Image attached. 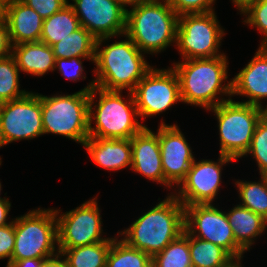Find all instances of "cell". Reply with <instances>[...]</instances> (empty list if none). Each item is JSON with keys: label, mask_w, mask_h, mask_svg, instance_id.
Returning <instances> with one entry per match:
<instances>
[{"label": "cell", "mask_w": 267, "mask_h": 267, "mask_svg": "<svg viewBox=\"0 0 267 267\" xmlns=\"http://www.w3.org/2000/svg\"><path fill=\"white\" fill-rule=\"evenodd\" d=\"M178 18L168 0H149L126 9L125 34L144 54L158 55L175 46Z\"/></svg>", "instance_id": "5"}, {"label": "cell", "mask_w": 267, "mask_h": 267, "mask_svg": "<svg viewBox=\"0 0 267 267\" xmlns=\"http://www.w3.org/2000/svg\"><path fill=\"white\" fill-rule=\"evenodd\" d=\"M15 244L12 261L51 258L59 253L54 208L29 210L14 218Z\"/></svg>", "instance_id": "8"}, {"label": "cell", "mask_w": 267, "mask_h": 267, "mask_svg": "<svg viewBox=\"0 0 267 267\" xmlns=\"http://www.w3.org/2000/svg\"><path fill=\"white\" fill-rule=\"evenodd\" d=\"M10 199L5 196L0 199V227L13 223L14 219L8 221L9 212L11 210V202Z\"/></svg>", "instance_id": "38"}, {"label": "cell", "mask_w": 267, "mask_h": 267, "mask_svg": "<svg viewBox=\"0 0 267 267\" xmlns=\"http://www.w3.org/2000/svg\"><path fill=\"white\" fill-rule=\"evenodd\" d=\"M152 267H192L189 233L184 229L175 240L152 257Z\"/></svg>", "instance_id": "29"}, {"label": "cell", "mask_w": 267, "mask_h": 267, "mask_svg": "<svg viewBox=\"0 0 267 267\" xmlns=\"http://www.w3.org/2000/svg\"><path fill=\"white\" fill-rule=\"evenodd\" d=\"M253 58L231 79L232 97L245 96L242 103L267 111V47H258ZM267 103V102H266ZM265 106V107H264Z\"/></svg>", "instance_id": "17"}, {"label": "cell", "mask_w": 267, "mask_h": 267, "mask_svg": "<svg viewBox=\"0 0 267 267\" xmlns=\"http://www.w3.org/2000/svg\"><path fill=\"white\" fill-rule=\"evenodd\" d=\"M243 258L233 259L226 267H245L242 264ZM243 265V266H242Z\"/></svg>", "instance_id": "43"}, {"label": "cell", "mask_w": 267, "mask_h": 267, "mask_svg": "<svg viewBox=\"0 0 267 267\" xmlns=\"http://www.w3.org/2000/svg\"><path fill=\"white\" fill-rule=\"evenodd\" d=\"M192 267H226L234 258L222 247L189 234Z\"/></svg>", "instance_id": "26"}, {"label": "cell", "mask_w": 267, "mask_h": 267, "mask_svg": "<svg viewBox=\"0 0 267 267\" xmlns=\"http://www.w3.org/2000/svg\"><path fill=\"white\" fill-rule=\"evenodd\" d=\"M41 267H66V263L63 256L58 253L51 258L45 259Z\"/></svg>", "instance_id": "40"}, {"label": "cell", "mask_w": 267, "mask_h": 267, "mask_svg": "<svg viewBox=\"0 0 267 267\" xmlns=\"http://www.w3.org/2000/svg\"><path fill=\"white\" fill-rule=\"evenodd\" d=\"M131 171L164 186V172L157 131L144 127L131 138Z\"/></svg>", "instance_id": "18"}, {"label": "cell", "mask_w": 267, "mask_h": 267, "mask_svg": "<svg viewBox=\"0 0 267 267\" xmlns=\"http://www.w3.org/2000/svg\"><path fill=\"white\" fill-rule=\"evenodd\" d=\"M236 10L244 17V25L256 29L263 36L259 47H267V0H242Z\"/></svg>", "instance_id": "31"}, {"label": "cell", "mask_w": 267, "mask_h": 267, "mask_svg": "<svg viewBox=\"0 0 267 267\" xmlns=\"http://www.w3.org/2000/svg\"><path fill=\"white\" fill-rule=\"evenodd\" d=\"M96 38L84 27L70 33L52 48L55 58H95Z\"/></svg>", "instance_id": "25"}, {"label": "cell", "mask_w": 267, "mask_h": 267, "mask_svg": "<svg viewBox=\"0 0 267 267\" xmlns=\"http://www.w3.org/2000/svg\"><path fill=\"white\" fill-rule=\"evenodd\" d=\"M171 65L179 79L182 103L207 111L232 98L226 54L214 58L180 60Z\"/></svg>", "instance_id": "1"}, {"label": "cell", "mask_w": 267, "mask_h": 267, "mask_svg": "<svg viewBox=\"0 0 267 267\" xmlns=\"http://www.w3.org/2000/svg\"><path fill=\"white\" fill-rule=\"evenodd\" d=\"M121 37L125 39L114 40L111 44L109 41L114 37H101L96 40V67L92 72L95 75L96 87L132 92L153 65L147 62L146 54L141 52L126 34Z\"/></svg>", "instance_id": "2"}, {"label": "cell", "mask_w": 267, "mask_h": 267, "mask_svg": "<svg viewBox=\"0 0 267 267\" xmlns=\"http://www.w3.org/2000/svg\"><path fill=\"white\" fill-rule=\"evenodd\" d=\"M178 16L215 11L216 0H168Z\"/></svg>", "instance_id": "34"}, {"label": "cell", "mask_w": 267, "mask_h": 267, "mask_svg": "<svg viewBox=\"0 0 267 267\" xmlns=\"http://www.w3.org/2000/svg\"><path fill=\"white\" fill-rule=\"evenodd\" d=\"M116 1H118L124 8L127 9V7L130 8L132 6L139 5L140 3H144L149 0H116Z\"/></svg>", "instance_id": "41"}, {"label": "cell", "mask_w": 267, "mask_h": 267, "mask_svg": "<svg viewBox=\"0 0 267 267\" xmlns=\"http://www.w3.org/2000/svg\"><path fill=\"white\" fill-rule=\"evenodd\" d=\"M234 184L239 192L238 203L267 220V176L257 181L237 179Z\"/></svg>", "instance_id": "27"}, {"label": "cell", "mask_w": 267, "mask_h": 267, "mask_svg": "<svg viewBox=\"0 0 267 267\" xmlns=\"http://www.w3.org/2000/svg\"><path fill=\"white\" fill-rule=\"evenodd\" d=\"M15 244L14 221L0 227V260L7 259L6 267L12 261V254Z\"/></svg>", "instance_id": "36"}, {"label": "cell", "mask_w": 267, "mask_h": 267, "mask_svg": "<svg viewBox=\"0 0 267 267\" xmlns=\"http://www.w3.org/2000/svg\"><path fill=\"white\" fill-rule=\"evenodd\" d=\"M112 240L75 248H58L66 267H106Z\"/></svg>", "instance_id": "23"}, {"label": "cell", "mask_w": 267, "mask_h": 267, "mask_svg": "<svg viewBox=\"0 0 267 267\" xmlns=\"http://www.w3.org/2000/svg\"><path fill=\"white\" fill-rule=\"evenodd\" d=\"M224 31L216 11L180 15L175 48L182 60L225 55L220 49L226 35Z\"/></svg>", "instance_id": "9"}, {"label": "cell", "mask_w": 267, "mask_h": 267, "mask_svg": "<svg viewBox=\"0 0 267 267\" xmlns=\"http://www.w3.org/2000/svg\"><path fill=\"white\" fill-rule=\"evenodd\" d=\"M226 216L233 229L236 243L245 252H250L251 246H254L258 237L265 234L267 220L240 204L228 209Z\"/></svg>", "instance_id": "22"}, {"label": "cell", "mask_w": 267, "mask_h": 267, "mask_svg": "<svg viewBox=\"0 0 267 267\" xmlns=\"http://www.w3.org/2000/svg\"><path fill=\"white\" fill-rule=\"evenodd\" d=\"M12 54L8 26L5 20L0 21V59Z\"/></svg>", "instance_id": "37"}, {"label": "cell", "mask_w": 267, "mask_h": 267, "mask_svg": "<svg viewBox=\"0 0 267 267\" xmlns=\"http://www.w3.org/2000/svg\"><path fill=\"white\" fill-rule=\"evenodd\" d=\"M44 135L40 93L0 104V149L10 143Z\"/></svg>", "instance_id": "12"}, {"label": "cell", "mask_w": 267, "mask_h": 267, "mask_svg": "<svg viewBox=\"0 0 267 267\" xmlns=\"http://www.w3.org/2000/svg\"><path fill=\"white\" fill-rule=\"evenodd\" d=\"M80 27L78 17L68 3L61 10L44 19L40 41L52 47Z\"/></svg>", "instance_id": "24"}, {"label": "cell", "mask_w": 267, "mask_h": 267, "mask_svg": "<svg viewBox=\"0 0 267 267\" xmlns=\"http://www.w3.org/2000/svg\"><path fill=\"white\" fill-rule=\"evenodd\" d=\"M184 228L193 237L212 242L225 249L234 259L246 253L237 243L226 210L214 204L184 206Z\"/></svg>", "instance_id": "13"}, {"label": "cell", "mask_w": 267, "mask_h": 267, "mask_svg": "<svg viewBox=\"0 0 267 267\" xmlns=\"http://www.w3.org/2000/svg\"><path fill=\"white\" fill-rule=\"evenodd\" d=\"M250 155L256 162L260 176H267V112L257 123L249 150L245 154Z\"/></svg>", "instance_id": "32"}, {"label": "cell", "mask_w": 267, "mask_h": 267, "mask_svg": "<svg viewBox=\"0 0 267 267\" xmlns=\"http://www.w3.org/2000/svg\"><path fill=\"white\" fill-rule=\"evenodd\" d=\"M43 19L50 17L69 3V0H21Z\"/></svg>", "instance_id": "35"}, {"label": "cell", "mask_w": 267, "mask_h": 267, "mask_svg": "<svg viewBox=\"0 0 267 267\" xmlns=\"http://www.w3.org/2000/svg\"><path fill=\"white\" fill-rule=\"evenodd\" d=\"M20 70L11 54L0 59V104L24 97L29 91L20 89Z\"/></svg>", "instance_id": "30"}, {"label": "cell", "mask_w": 267, "mask_h": 267, "mask_svg": "<svg viewBox=\"0 0 267 267\" xmlns=\"http://www.w3.org/2000/svg\"><path fill=\"white\" fill-rule=\"evenodd\" d=\"M235 7L242 1V0H230Z\"/></svg>", "instance_id": "45"}, {"label": "cell", "mask_w": 267, "mask_h": 267, "mask_svg": "<svg viewBox=\"0 0 267 267\" xmlns=\"http://www.w3.org/2000/svg\"><path fill=\"white\" fill-rule=\"evenodd\" d=\"M154 67L132 91L142 123L146 118L159 116L182 102L179 79L172 66L167 69Z\"/></svg>", "instance_id": "11"}, {"label": "cell", "mask_w": 267, "mask_h": 267, "mask_svg": "<svg viewBox=\"0 0 267 267\" xmlns=\"http://www.w3.org/2000/svg\"><path fill=\"white\" fill-rule=\"evenodd\" d=\"M95 86L92 79L75 93L40 94L44 134L61 135L83 146L89 138V95Z\"/></svg>", "instance_id": "6"}, {"label": "cell", "mask_w": 267, "mask_h": 267, "mask_svg": "<svg viewBox=\"0 0 267 267\" xmlns=\"http://www.w3.org/2000/svg\"><path fill=\"white\" fill-rule=\"evenodd\" d=\"M164 121L162 118L157 128L164 188L174 191L186 177L196 157L178 124H166Z\"/></svg>", "instance_id": "15"}, {"label": "cell", "mask_w": 267, "mask_h": 267, "mask_svg": "<svg viewBox=\"0 0 267 267\" xmlns=\"http://www.w3.org/2000/svg\"><path fill=\"white\" fill-rule=\"evenodd\" d=\"M8 0H0V21L5 20Z\"/></svg>", "instance_id": "42"}, {"label": "cell", "mask_w": 267, "mask_h": 267, "mask_svg": "<svg viewBox=\"0 0 267 267\" xmlns=\"http://www.w3.org/2000/svg\"><path fill=\"white\" fill-rule=\"evenodd\" d=\"M5 21L12 45L40 41L44 19L21 0H8Z\"/></svg>", "instance_id": "19"}, {"label": "cell", "mask_w": 267, "mask_h": 267, "mask_svg": "<svg viewBox=\"0 0 267 267\" xmlns=\"http://www.w3.org/2000/svg\"><path fill=\"white\" fill-rule=\"evenodd\" d=\"M12 55L21 72L42 77L54 72L55 56L53 48L44 42H28L12 45Z\"/></svg>", "instance_id": "21"}, {"label": "cell", "mask_w": 267, "mask_h": 267, "mask_svg": "<svg viewBox=\"0 0 267 267\" xmlns=\"http://www.w3.org/2000/svg\"><path fill=\"white\" fill-rule=\"evenodd\" d=\"M90 61L94 64L95 58H55L54 70L59 71L63 77L70 81L77 82L86 79L83 62Z\"/></svg>", "instance_id": "33"}, {"label": "cell", "mask_w": 267, "mask_h": 267, "mask_svg": "<svg viewBox=\"0 0 267 267\" xmlns=\"http://www.w3.org/2000/svg\"><path fill=\"white\" fill-rule=\"evenodd\" d=\"M98 196L92 197L76 208L62 212L54 208L57 218L58 248H75L112 240L103 236V221Z\"/></svg>", "instance_id": "10"}, {"label": "cell", "mask_w": 267, "mask_h": 267, "mask_svg": "<svg viewBox=\"0 0 267 267\" xmlns=\"http://www.w3.org/2000/svg\"><path fill=\"white\" fill-rule=\"evenodd\" d=\"M106 267H152V257L129 246L117 234L113 236Z\"/></svg>", "instance_id": "28"}, {"label": "cell", "mask_w": 267, "mask_h": 267, "mask_svg": "<svg viewBox=\"0 0 267 267\" xmlns=\"http://www.w3.org/2000/svg\"><path fill=\"white\" fill-rule=\"evenodd\" d=\"M72 1V3H70ZM81 27L96 39L115 37L117 40L126 30V8L116 0H71ZM119 37V38H118Z\"/></svg>", "instance_id": "16"}, {"label": "cell", "mask_w": 267, "mask_h": 267, "mask_svg": "<svg viewBox=\"0 0 267 267\" xmlns=\"http://www.w3.org/2000/svg\"><path fill=\"white\" fill-rule=\"evenodd\" d=\"M235 160L219 154L216 161L194 160L186 177L174 189L173 194L183 206L194 204H215L222 182L223 167Z\"/></svg>", "instance_id": "14"}, {"label": "cell", "mask_w": 267, "mask_h": 267, "mask_svg": "<svg viewBox=\"0 0 267 267\" xmlns=\"http://www.w3.org/2000/svg\"><path fill=\"white\" fill-rule=\"evenodd\" d=\"M83 148L94 164L107 171L131 169V139L88 138Z\"/></svg>", "instance_id": "20"}, {"label": "cell", "mask_w": 267, "mask_h": 267, "mask_svg": "<svg viewBox=\"0 0 267 267\" xmlns=\"http://www.w3.org/2000/svg\"><path fill=\"white\" fill-rule=\"evenodd\" d=\"M142 213L128 228L117 232L129 246L137 248L151 257L161 252L184 231V206L173 195Z\"/></svg>", "instance_id": "3"}, {"label": "cell", "mask_w": 267, "mask_h": 267, "mask_svg": "<svg viewBox=\"0 0 267 267\" xmlns=\"http://www.w3.org/2000/svg\"><path fill=\"white\" fill-rule=\"evenodd\" d=\"M1 165H2V157L0 158V166H1ZM2 189H3V188H2V183H1V181H0V195L2 194V193H1ZM1 198H3V197L0 196V199H1Z\"/></svg>", "instance_id": "44"}, {"label": "cell", "mask_w": 267, "mask_h": 267, "mask_svg": "<svg viewBox=\"0 0 267 267\" xmlns=\"http://www.w3.org/2000/svg\"><path fill=\"white\" fill-rule=\"evenodd\" d=\"M139 119L132 92L123 97V91L96 86L90 92L89 138L131 139L147 127Z\"/></svg>", "instance_id": "4"}, {"label": "cell", "mask_w": 267, "mask_h": 267, "mask_svg": "<svg viewBox=\"0 0 267 267\" xmlns=\"http://www.w3.org/2000/svg\"><path fill=\"white\" fill-rule=\"evenodd\" d=\"M207 111L217 120L219 154L235 161L245 158L257 123L267 111L232 98Z\"/></svg>", "instance_id": "7"}, {"label": "cell", "mask_w": 267, "mask_h": 267, "mask_svg": "<svg viewBox=\"0 0 267 267\" xmlns=\"http://www.w3.org/2000/svg\"><path fill=\"white\" fill-rule=\"evenodd\" d=\"M45 259L48 258H27L18 261H11L7 267H41Z\"/></svg>", "instance_id": "39"}]
</instances>
